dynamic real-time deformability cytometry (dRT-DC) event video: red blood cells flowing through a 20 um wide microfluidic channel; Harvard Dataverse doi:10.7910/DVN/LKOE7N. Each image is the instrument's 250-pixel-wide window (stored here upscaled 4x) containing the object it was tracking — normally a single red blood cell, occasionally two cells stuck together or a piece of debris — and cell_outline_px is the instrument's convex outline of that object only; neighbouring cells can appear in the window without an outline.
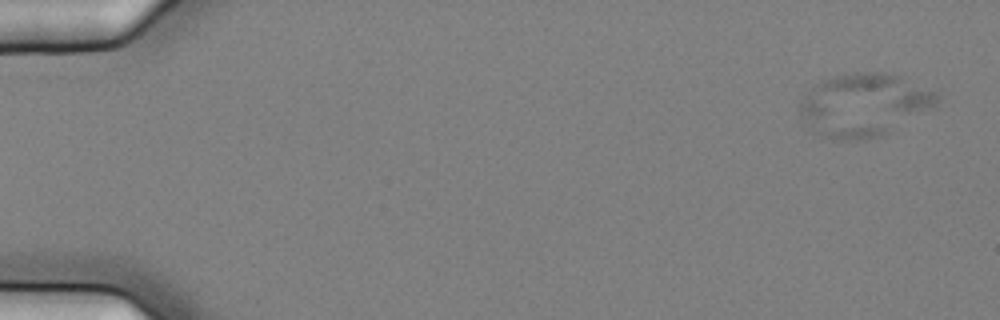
{"species": "common noctule bat (a hibernating species)", "species_latin": "Nyctalus noctula", "temperature_condition": "cold", "stored_images_in_passage": 5, "camera_frame_rate_fps": 3000, "um_per_image_px": 0.085, "animal": {"sex": "female", "body_mass_g": 25.1}, "frame": {"image": 1, "passage_image": 1, "time_ms": 0.0, "image_size_px": [1000, 320], "cell_outline_px": [[940, 100], [932, 108], [892, 132], [884, 136], [860, 140], [840, 140], [824, 136], [812, 132], [800, 112], [800, 100], [820, 80], [832, 76], [852, 72], [884, 72], [900, 76], [936, 92], [940, 96]], "centroid_in_image_um": [73.46, 8.92], "position_along_channel_um": 11.5, "area_um2": 50.52}}